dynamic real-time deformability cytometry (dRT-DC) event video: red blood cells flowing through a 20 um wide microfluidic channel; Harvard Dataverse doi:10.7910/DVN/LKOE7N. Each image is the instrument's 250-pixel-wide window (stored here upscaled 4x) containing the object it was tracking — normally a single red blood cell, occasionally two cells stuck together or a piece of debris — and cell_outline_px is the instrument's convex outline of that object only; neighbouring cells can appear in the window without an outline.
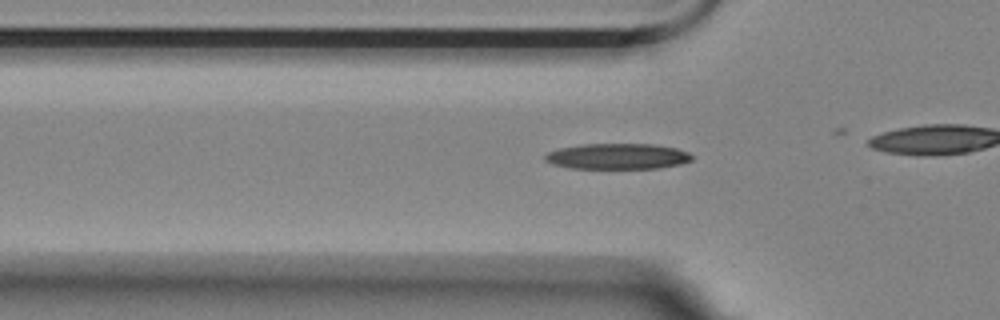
{"species": "Egyptian fruit bat (a non-hibernating species)", "species_latin": "Rousettus aegyptiacus", "temperature_condition": "room temperature", "stored_images_in_passage": 31, "camera_frame_rate_fps": 3000, "um_per_image_px": 0.085, "animal": {"sex": "female"}, "frame": {"image": 1, "passage_image": 5, "time_ms": 1.333, "image_size_px": [1000, 320], "cell_outline_px": [[692, 160], [680, 164], [660, 168], [568, 168], [552, 164], [544, 160], [544, 156], [548, 152], [560, 148], [584, 144], [652, 144], [676, 148], [688, 152], [692, 156]], "centroid_in_image_um": [52.48, 13.29], "position_along_channel_um": 73.3, "area_um2": 21.96}}
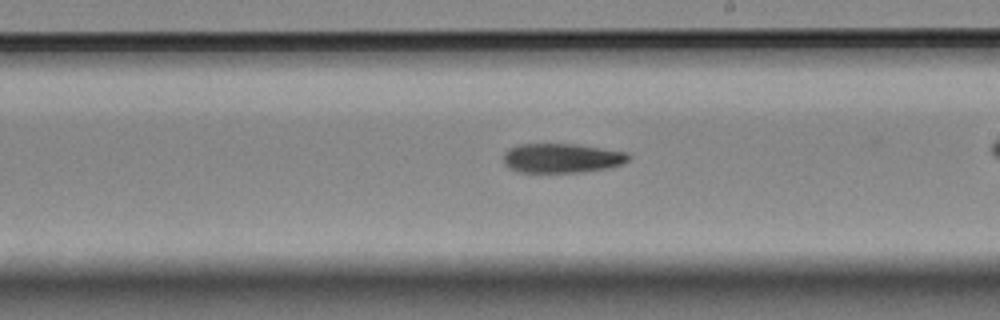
{"frame": {"image": 2, "passage_image": 19, "time_ms": 6.0, "image_size_px": [1000, 320], "cell_outline_px": [[628, 160], [620, 164], [608, 168], [576, 172], [520, 172], [508, 168], [504, 164], [504, 152], [508, 148], [520, 144], [572, 144], [628, 152]], "centroid_in_image_um": [47.69, 13.44], "position_along_channel_um": 241.3, "area_um2": 21.21}}
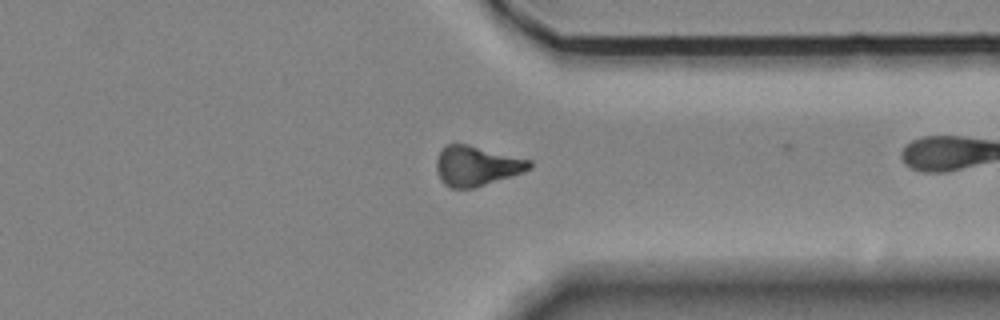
{"frame": {"image": 3, "passage_image": 30, "time_ms": 9.667, "image_size_px": [1000, 320], "cell_outline_px": [[532, 168], [524, 172], [476, 188], [452, 188], [444, 184], [440, 180], [436, 168], [436, 160], [440, 152], [448, 144], [468, 144], [532, 160]], "centroid_in_image_um": [40.53, 14.11], "position_along_channel_um": 370.9, "area_um2": 21.73}}